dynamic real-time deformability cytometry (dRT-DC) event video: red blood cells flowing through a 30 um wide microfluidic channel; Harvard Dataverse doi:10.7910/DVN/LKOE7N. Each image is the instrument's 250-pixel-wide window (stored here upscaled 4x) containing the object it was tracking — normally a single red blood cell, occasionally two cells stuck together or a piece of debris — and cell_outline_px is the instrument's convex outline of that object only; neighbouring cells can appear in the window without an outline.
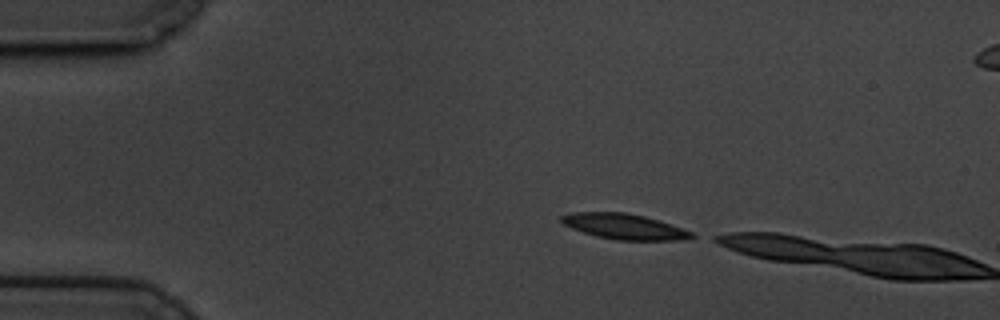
{"species": "common noctule bat (a hibernating species)", "species_latin": "Nyctalus noctula", "temperature_condition": "cold", "stored_images_in_passage": 2, "camera_frame_rate_fps": 3000, "um_per_image_px": 0.085, "animal": {"sex": "male", "body_mass_g": 19.5, "forearm_length_mm": 54.6}, "frame": {"image": 1, "passage_image": 1, "time_ms": 0.0, "image_size_px": [1000, 320], "cell_outline_px": [[696, 236], [688, 240], [616, 240], [596, 236], [572, 228], [564, 224], [560, 220], [560, 216], [572, 212], [624, 212], [644, 216], [660, 220], [692, 232]], "centroid_in_image_um": [53.09, 19.25], "position_along_channel_um": 31.9, "area_um2": 19.36}}